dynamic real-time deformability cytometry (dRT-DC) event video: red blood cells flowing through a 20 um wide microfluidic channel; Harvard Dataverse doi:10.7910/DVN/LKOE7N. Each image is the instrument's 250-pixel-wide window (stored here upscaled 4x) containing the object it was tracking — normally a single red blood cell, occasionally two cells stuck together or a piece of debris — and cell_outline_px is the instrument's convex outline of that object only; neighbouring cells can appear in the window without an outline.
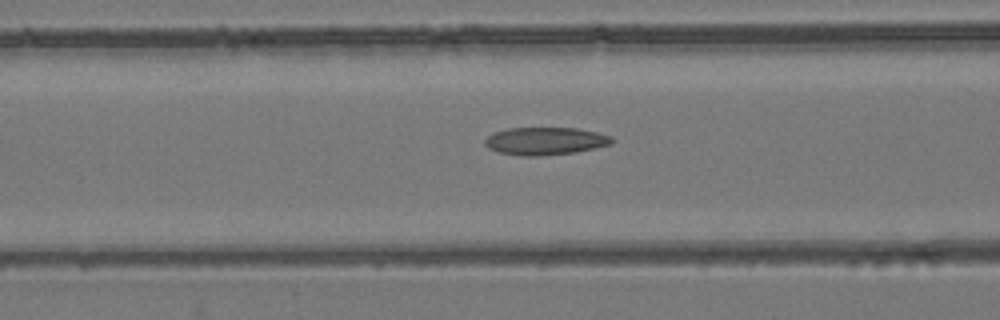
{"species": "common noctule bat (a hibernating species)", "species_latin": "Nyctalus noctula", "temperature_condition": "room temperature", "stored_images_in_passage": 35, "camera_frame_rate_fps": 3000, "um_per_image_px": 0.085, "animal": {"sex": "female", "body_mass_g": 24.6, "forearm_length_mm": 56.2}, "frame": {"image": 1, "passage_image": 13, "time_ms": 4.0, "image_size_px": [1000, 320], "cell_outline_px": [[612, 144], [596, 148], [576, 152], [540, 156], [520, 156], [496, 152], [488, 148], [484, 144], [484, 140], [488, 136], [496, 132], [508, 128], [576, 128], [596, 132], [612, 136]], "centroid_in_image_um": [46.33, 12.0], "position_along_channel_um": 120.3, "area_um2": 20.58}}
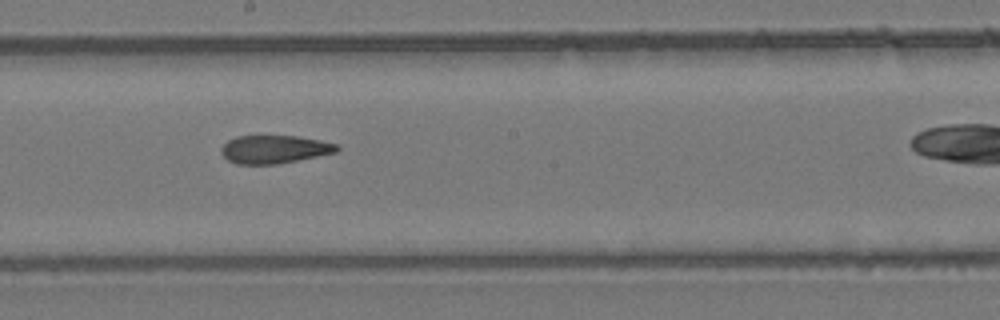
{"frame": {"image": 2, "passage_image": 21, "time_ms": 6.667, "image_size_px": [1000, 320], "cell_outline_px": [[340, 148], [336, 152], [276, 164], [236, 164], [228, 160], [220, 152], [220, 148], [228, 140], [236, 136], [296, 136], [320, 140], [340, 144]], "centroid_in_image_um": [23.31, 12.68], "position_along_channel_um": 224.9, "area_um2": 18.9}}
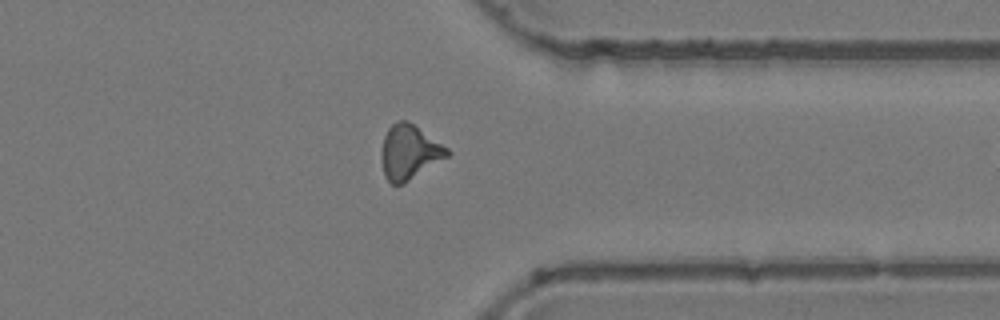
{"frame": {"image": 3, "passage_image": 33, "time_ms": 10.667, "image_size_px": [1000, 320], "cell_outline_px": [[452, 152], [448, 156], [404, 184], [392, 184], [384, 176], [380, 160], [380, 152], [384, 136], [388, 128], [396, 120], [408, 120], [448, 148]], "centroid_in_image_um": [34.76, 12.93], "position_along_channel_um": 376.6, "area_um2": 21.1}}